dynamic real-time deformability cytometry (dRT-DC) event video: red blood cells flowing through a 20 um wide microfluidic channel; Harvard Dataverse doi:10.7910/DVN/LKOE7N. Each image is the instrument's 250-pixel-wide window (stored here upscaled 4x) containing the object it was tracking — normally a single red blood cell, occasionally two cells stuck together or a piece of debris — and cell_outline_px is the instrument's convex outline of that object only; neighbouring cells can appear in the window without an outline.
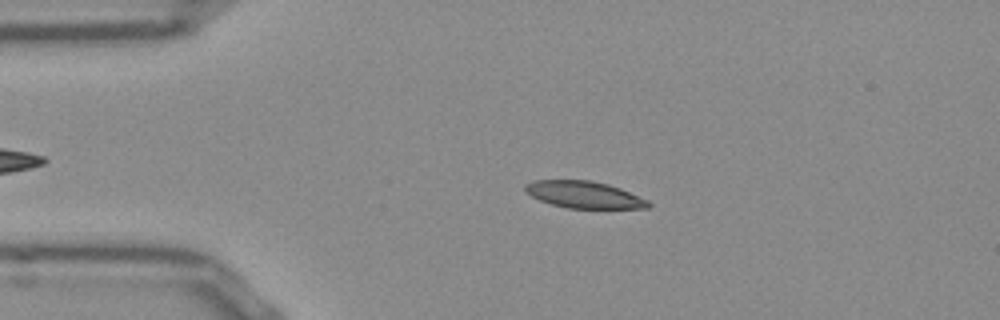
{"species": "Egyptian fruit bat (a non-hibernating species)", "species_latin": "Rousettus aegyptiacus", "temperature_condition": "room temperature", "stored_images_in_passage": 37, "camera_frame_rate_fps": 3000, "um_per_image_px": 0.085, "frame": {"image": 1, "passage_image": 1, "time_ms": 0.0, "image_size_px": [1000, 320], "cell_outline_px": [[652, 204], [648, 208], [568, 208], [552, 204], [540, 200], [524, 192], [524, 184], [532, 180], [588, 180], [608, 184], [620, 188], [648, 200]], "centroid_in_image_um": [49.62, 16.54], "position_along_channel_um": 35.4, "area_um2": 19.31}}
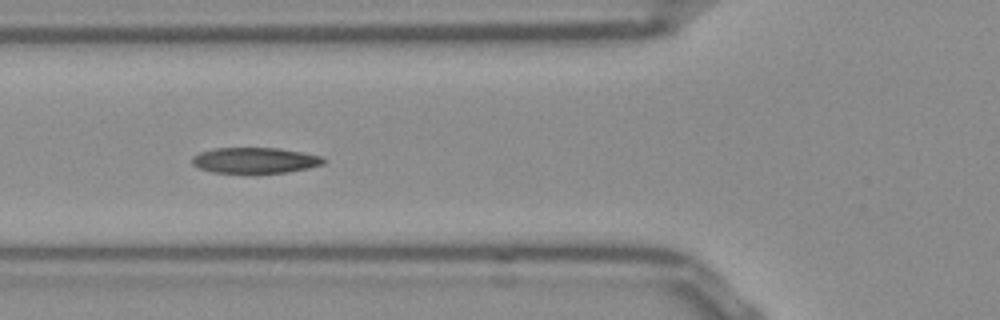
{"frame": {"image": 2, "passage_image": 9, "time_ms": 2.667, "image_size_px": [1000, 320], "cell_outline_px": [[324, 164], [308, 168], [288, 172], [212, 172], [200, 168], [192, 164], [192, 156], [200, 152], [216, 148], [280, 148], [320, 156], [324, 160]], "centroid_in_image_um": [21.65, 13.62], "position_along_channel_um": 104.1, "area_um2": 19.36}}
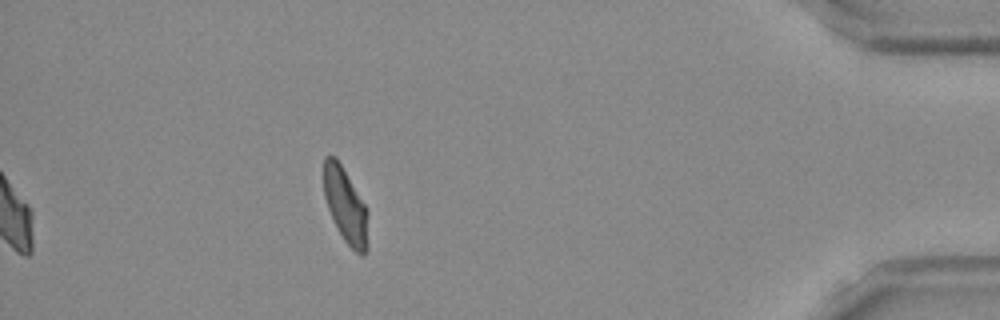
{"frame": {"image": 3, "passage_image": 37, "time_ms": 12.0, "image_size_px": [1000, 320], "cell_outline_px": [[368, 248], [364, 256], [360, 256], [344, 240], [336, 228], [328, 208], [324, 196], [324, 156], [336, 156], [364, 204], [368, 212]], "centroid_in_image_um": [29.38, 17.52], "position_along_channel_um": 405.8, "area_um2": 19.36}, "authors_computed_cell_mechanics": {"area_um2": 20.1722, "velocity_mm_per_s": 3.8117, "shape_relaxation_time_tau1_ms": 3.5633, "shape_relaxation_time_tau2_ms": 1.497, "deformation_change_tau1": 0.1609, "deformation_change_tau2": 0.0786}}